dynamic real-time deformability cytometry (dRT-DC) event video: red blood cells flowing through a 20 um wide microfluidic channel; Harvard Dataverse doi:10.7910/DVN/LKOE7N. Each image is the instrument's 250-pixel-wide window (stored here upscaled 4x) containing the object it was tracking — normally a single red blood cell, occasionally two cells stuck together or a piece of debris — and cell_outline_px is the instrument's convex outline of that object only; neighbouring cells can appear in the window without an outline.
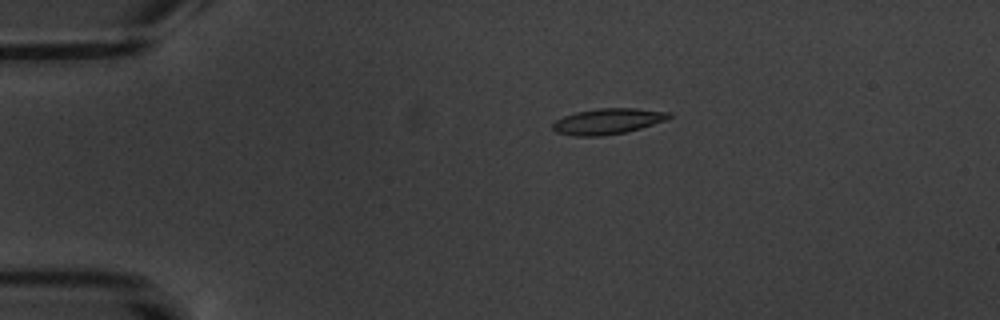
{"species": "common noctule bat (a hibernating species)", "species_latin": "Nyctalus noctula", "temperature_condition": "warm", "stored_images_in_passage": 17, "camera_frame_rate_fps": 3000, "um_per_image_px": 0.085, "animal": {"sex": "male", "body_mass_g": 20.1, "forearm_length_mm": 53.5}, "frame": {"image": 1, "passage_image": 4, "time_ms": 3.333, "image_size_px": [1000, 320], "cell_outline_px": [[672, 116], [668, 120], [640, 128], [624, 132], [600, 136], [572, 136], [556, 132], [552, 128], [552, 124], [556, 120], [564, 116], [576, 112], [596, 108], [636, 108], [672, 112]], "centroid_in_image_um": [51.68, 10.3], "position_along_channel_um": 33.3, "area_um2": 17.57}}
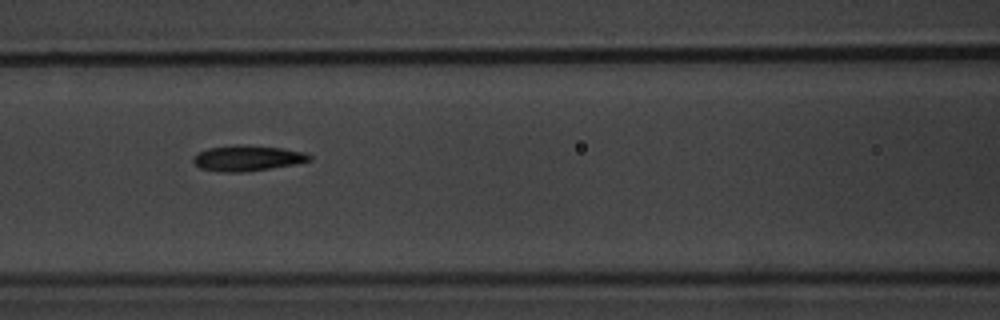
{"frame": {"image": 2, "passage_image": 8, "time_ms": 8.0, "image_size_px": [1000, 320], "cell_outline_px": [[312, 160], [296, 164], [244, 172], [220, 172], [200, 168], [192, 160], [192, 156], [208, 148], [236, 144], [240, 144], [280, 148], [304, 152], [312, 156]], "centroid_in_image_um": [21.02, 13.44], "position_along_channel_um": 145.6, "area_um2": 17.34}}
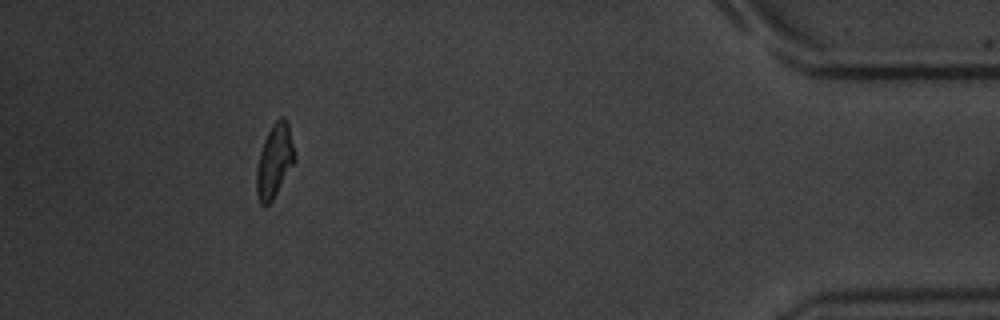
{"frame": {"image": 3, "passage_image": 16, "time_ms": 17.333, "image_size_px": [1000, 320], "cell_outline_px": [[296, 160], [272, 200], [268, 204], [260, 204], [256, 192], [256, 172], [260, 152], [264, 140], [272, 124], [280, 116], [284, 116], [288, 124], [296, 156]], "centroid_in_image_um": [23.34, 13.65], "position_along_channel_um": 411.9, "area_um2": 16.18}, "authors_computed_cell_mechanics": {"area_um2": 16.473, "velocity_mm_per_s": 3.4349, "shape_relaxation_time_tau1_ms": 2.2371, "shape_relaxation_time_tau2_ms": 3.1292, "deformation_change_tau1": 0.0974, "deformation_change_tau2": 0.0787}}